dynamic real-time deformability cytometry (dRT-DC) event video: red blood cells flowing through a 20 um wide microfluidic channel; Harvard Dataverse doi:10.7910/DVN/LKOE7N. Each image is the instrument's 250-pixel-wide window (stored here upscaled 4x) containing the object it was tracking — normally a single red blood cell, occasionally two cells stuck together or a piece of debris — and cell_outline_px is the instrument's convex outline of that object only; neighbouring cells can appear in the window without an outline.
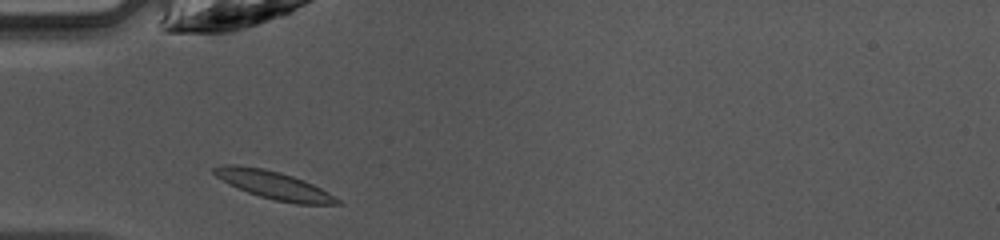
{"species": "common noctule bat (a hibernating species)", "species_latin": "Nyctalus noctula", "temperature_condition": "warm", "stored_images_in_passage": 34, "camera_frame_rate_fps": 3000, "um_per_image_px": 0.085, "animal": {"sex": "female", "body_mass_g": 10.0, "forearm_length_mm": 53.1}, "frame": {"image": 1, "passage_image": 1, "time_ms": 0.0, "image_size_px": [1000, 240], "cell_outline_px": [[340, 204], [296, 204], [276, 200], [260, 196], [248, 192], [228, 184], [216, 176], [212, 172], [212, 168], [224, 164], [236, 164], [264, 168], [280, 172], [304, 180], [328, 192], [340, 200]], "centroid_in_image_um": [23.23, 15.71], "position_along_channel_um": 61.8, "area_um2": 19.94}}
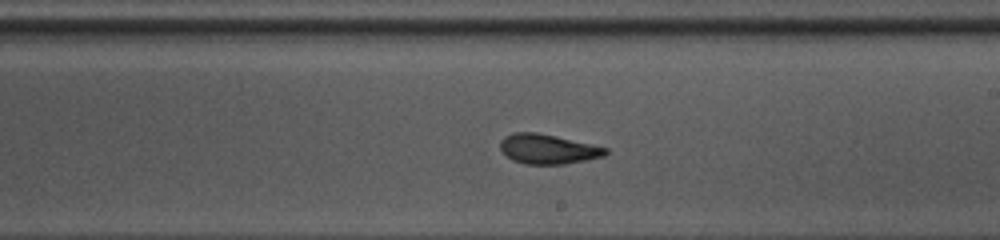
{"frame": {"image": 2, "passage_image": 14, "time_ms": 4.333, "image_size_px": [1000, 240], "cell_outline_px": [[608, 152], [604, 156], [564, 164], [524, 164], [512, 160], [500, 148], [500, 140], [504, 136], [512, 132], [536, 132], [556, 136], [608, 148]], "centroid_in_image_um": [46.54, 12.66], "position_along_channel_um": 242.5, "area_um2": 18.15}}
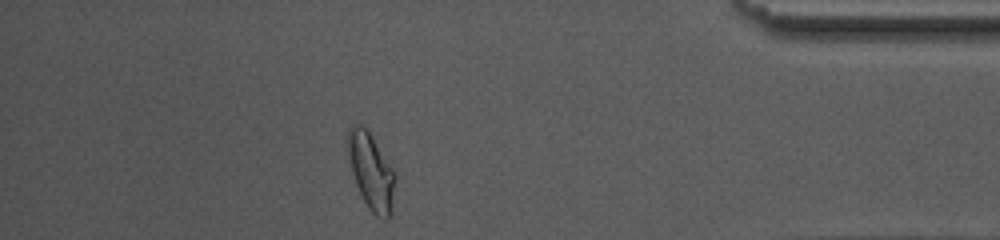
{"frame": {"image": 3, "passage_image": 28, "time_ms": 9.0, "image_size_px": [1000, 240], "cell_outline_px": [[396, 180], [392, 216], [388, 220], [384, 220], [376, 216], [368, 208], [356, 184], [352, 172], [348, 152], [348, 132], [352, 124], [360, 124], [368, 128], [396, 172]], "centroid_in_image_um": [31.6, 14.59], "position_along_channel_um": 403.6, "area_um2": 21.56}, "authors_computed_cell_mechanics": {"area_um2": 18.785, "velocity_mm_per_s": 4.217, "shape_relaxation_time_tau1_ms": 3.5035, "shape_relaxation_time_tau2_ms": 1.422, "deformation_change_tau1": 0.1534, "deformation_change_tau2": 0.0839}}